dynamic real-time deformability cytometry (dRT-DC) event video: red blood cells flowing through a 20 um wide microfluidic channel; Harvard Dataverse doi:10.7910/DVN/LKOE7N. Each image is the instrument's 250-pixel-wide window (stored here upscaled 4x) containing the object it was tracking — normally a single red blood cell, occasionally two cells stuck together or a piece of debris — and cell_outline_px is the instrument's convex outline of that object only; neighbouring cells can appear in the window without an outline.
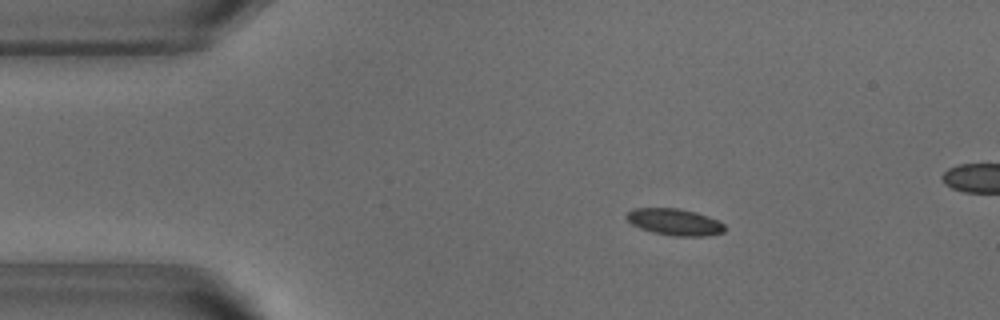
{"species": "common noctule bat (a hibernating species)", "species_latin": "Nyctalus noctula", "temperature_condition": "warm", "stored_images_in_passage": 53, "camera_frame_rate_fps": 3000, "um_per_image_px": 0.085, "animal": {"sex": "male", "body_mass_g": 18.8}, "frame": {"image": 1, "passage_image": 9, "time_ms": 2.667, "image_size_px": [1000, 320], "cell_outline_px": [[724, 232], [708, 236], [676, 236], [652, 232], [640, 228], [632, 224], [624, 216], [632, 208], [676, 208], [696, 212], [708, 216], [724, 224]], "centroid_in_image_um": [57.33, 18.87], "position_along_channel_um": 27.7, "area_um2": 15.2}}
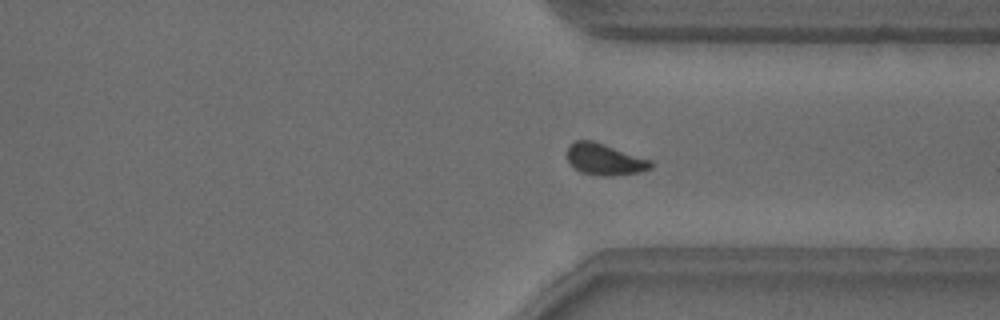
{"frame": {"image": 2, "passage_image": 39, "time_ms": 12.667, "image_size_px": [1000, 320], "cell_outline_px": [[656, 164], [652, 168], [640, 172], [608, 176], [600, 176], [580, 172], [572, 168], [568, 164], [568, 144], [576, 140], [592, 140], [652, 160]], "centroid_in_image_um": [51.39, 13.55], "position_along_channel_um": 360.0, "area_um2": 15.61}}
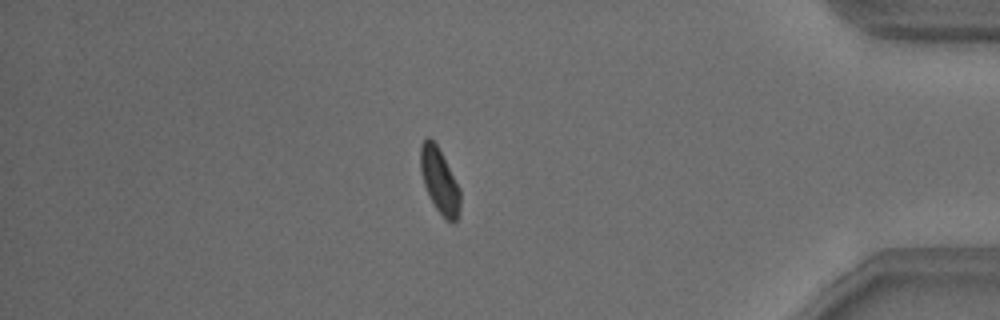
{"frame": {"image": 3, "passage_image": 45, "time_ms": 14.667, "image_size_px": [1000, 320], "cell_outline_px": [[460, 208], [456, 220], [448, 220], [436, 208], [424, 184], [420, 172], [420, 144], [428, 136], [436, 144], [460, 188]], "centroid_in_image_um": [37.34, 15.32], "position_along_channel_um": 397.9, "area_um2": 14.62}, "authors_computed_cell_mechanics": {"area_um2": 15.2014, "velocity_mm_per_s": 3.8182, "shape_relaxation_time_tau1_ms": 3.3217, "shape_relaxation_time_tau2_ms": 1.9499, "deformation_change_tau1": 0.0904, "deformation_change_tau2": 0.0726}}